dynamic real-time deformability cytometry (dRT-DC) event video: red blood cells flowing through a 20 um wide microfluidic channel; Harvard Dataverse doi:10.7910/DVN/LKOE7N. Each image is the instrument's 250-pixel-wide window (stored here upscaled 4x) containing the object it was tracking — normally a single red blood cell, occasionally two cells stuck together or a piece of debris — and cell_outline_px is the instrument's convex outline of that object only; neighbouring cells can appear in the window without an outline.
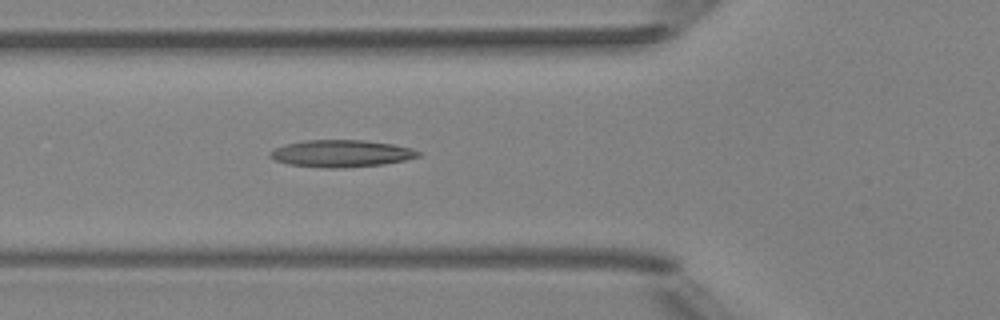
{"species": "Egyptian fruit bat (a non-hibernating species)", "species_latin": "Rousettus aegyptiacus", "temperature_condition": "room temperature", "stored_images_in_passage": 2, "camera_frame_rate_fps": 3000, "um_per_image_px": 0.085, "animal": {"sex": "female"}, "frame": {"image": 1, "passage_image": 2, "time_ms": 0.333, "image_size_px": [1000, 320], "cell_outline_px": [[420, 156], [404, 160], [380, 164], [340, 168], [324, 168], [288, 164], [276, 160], [268, 156], [268, 152], [284, 144], [304, 140], [364, 140], [392, 144], [412, 148], [420, 152]], "centroid_in_image_um": [28.96, 13.04], "position_along_channel_um": 96.8, "area_um2": 23.29}}